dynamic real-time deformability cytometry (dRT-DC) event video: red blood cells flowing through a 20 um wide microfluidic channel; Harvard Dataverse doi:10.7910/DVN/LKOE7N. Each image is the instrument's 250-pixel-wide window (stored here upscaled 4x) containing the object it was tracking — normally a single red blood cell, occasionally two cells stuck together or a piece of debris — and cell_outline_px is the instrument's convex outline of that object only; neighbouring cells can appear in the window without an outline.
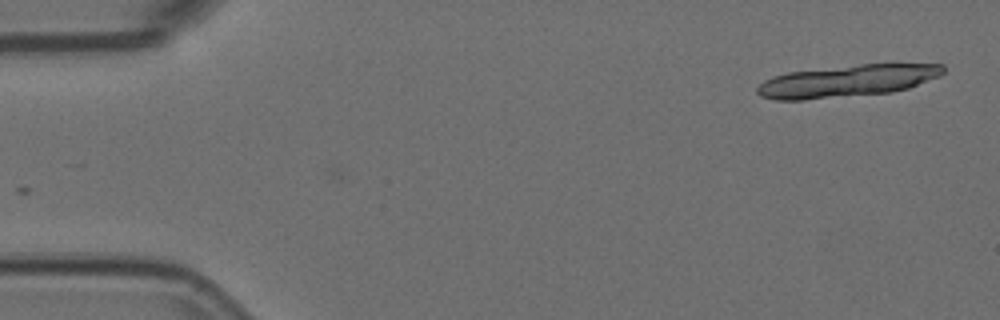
{"species": "Egyptian fruit bat (a non-hibernating species)", "species_latin": "Rousettus aegyptiacus", "temperature_condition": "room temperature", "stored_images_in_passage": 4, "camera_frame_rate_fps": 3000, "um_per_image_px": 0.085, "animal": {"sex": "female"}, "frame": {"image": 1, "passage_image": 1, "time_ms": 0.0, "image_size_px": [1000, 320], "cell_outline_px": [[944, 72], [940, 76], [908, 88], [892, 92], [804, 100], [776, 100], [760, 96], [756, 92], [756, 88], [764, 80], [772, 76], [788, 72], [860, 64], [944, 64]], "centroid_in_image_um": [71.98, 6.88], "position_along_channel_um": 13.0, "area_um2": 34.68}}